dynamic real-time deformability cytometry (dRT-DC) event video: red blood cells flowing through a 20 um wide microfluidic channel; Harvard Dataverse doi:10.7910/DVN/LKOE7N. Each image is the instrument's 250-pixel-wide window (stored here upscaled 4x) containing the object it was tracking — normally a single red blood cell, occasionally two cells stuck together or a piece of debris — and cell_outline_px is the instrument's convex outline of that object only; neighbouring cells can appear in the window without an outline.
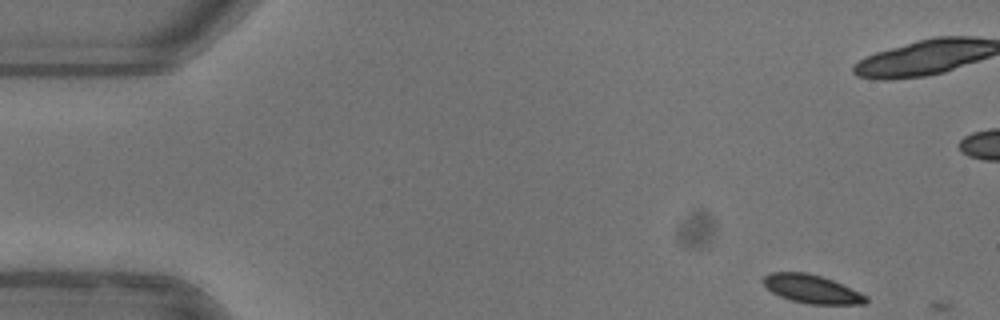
{"species": "common noctule bat (a hibernating species)", "species_latin": "Nyctalus noctula", "temperature_condition": "warm", "stored_images_in_passage": 2, "camera_frame_rate_fps": 3000, "um_per_image_px": 0.085, "animal": {"sex": "female"}, "frame": {"image": 1, "passage_image": 1, "time_ms": 0.0, "image_size_px": [1000, 320], "cell_outline_px": [[868, 300], [864, 304], [808, 304], [792, 300], [780, 296], [772, 292], [764, 284], [764, 276], [768, 272], [808, 272], [824, 276], [860, 292], [868, 296]], "centroid_in_image_um": [69.02, 24.55], "position_along_channel_um": 16.0, "area_um2": 17.05}}